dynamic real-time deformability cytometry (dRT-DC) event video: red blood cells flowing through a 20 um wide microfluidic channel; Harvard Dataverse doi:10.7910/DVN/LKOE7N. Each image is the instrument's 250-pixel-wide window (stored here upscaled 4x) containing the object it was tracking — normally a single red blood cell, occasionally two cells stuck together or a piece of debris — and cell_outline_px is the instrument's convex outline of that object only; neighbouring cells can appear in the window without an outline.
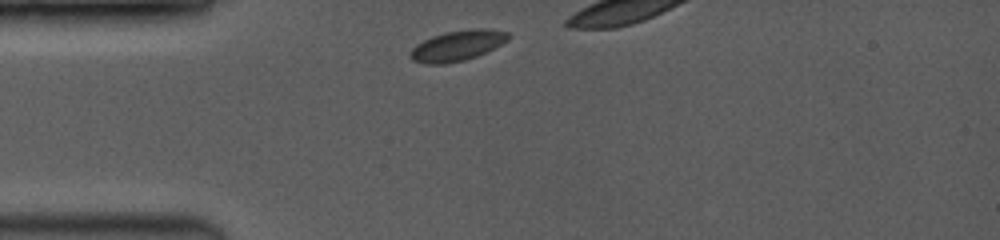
{"species": "common noctule bat (a hibernating species)", "species_latin": "Nyctalus noctula", "temperature_condition": "room temperature", "stored_images_in_passage": 7, "camera_frame_rate_fps": 3500, "um_per_image_px": 0.085, "animal": {"sex": "female", "body_mass_g": 19.0, "forearm_length_mm": 53.3}, "frame": {"image": 1, "passage_image": 1, "time_ms": 0.0, "image_size_px": [1000, 240], "cell_outline_px": [[512, 36], [508, 40], [476, 56], [464, 60], [444, 64], [428, 64], [412, 60], [408, 56], [408, 52], [416, 44], [432, 36], [444, 32], [472, 28], [488, 28], [508, 32]], "centroid_in_image_um": [38.85, 3.86], "position_along_channel_um": 46.1, "area_um2": 17.46}}
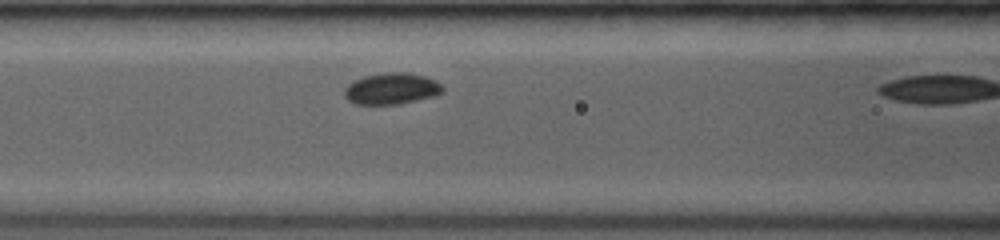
{"frame": {"image": 2, "passage_image": 6, "time_ms": 2.571, "image_size_px": [1000, 240], "cell_outline_px": [[444, 92], [436, 96], [400, 104], [356, 104], [348, 100], [344, 96], [344, 88], [352, 80], [364, 76], [384, 72], [408, 72], [424, 76], [440, 84], [444, 88]], "centroid_in_image_um": [33.26, 7.53], "position_along_channel_um": 133.3, "area_um2": 18.15}}